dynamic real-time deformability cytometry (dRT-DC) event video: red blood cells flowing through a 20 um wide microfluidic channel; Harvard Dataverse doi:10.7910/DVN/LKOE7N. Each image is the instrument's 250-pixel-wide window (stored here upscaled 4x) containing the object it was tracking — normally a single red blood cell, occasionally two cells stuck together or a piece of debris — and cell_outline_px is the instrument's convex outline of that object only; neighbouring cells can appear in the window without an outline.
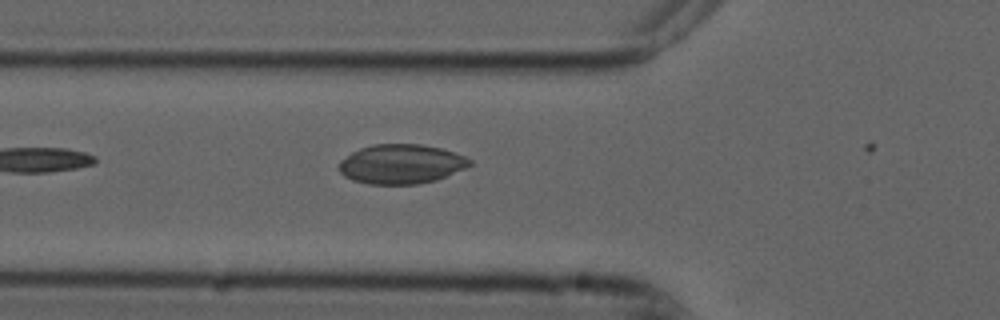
{"species": "common noctule bat (a hibernating species)", "species_latin": "Nyctalus noctula", "temperature_condition": "cold", "stored_images_in_passage": 5, "camera_frame_rate_fps": 3000, "um_per_image_px": 0.085, "animal": {"sex": "male", "forearm_length_mm": 52.5}, "frame": {"image": 1, "passage_image": 4, "time_ms": 1.0, "image_size_px": [1000, 320], "cell_outline_px": [[472, 164], [464, 168], [436, 180], [420, 184], [368, 184], [352, 180], [344, 176], [340, 172], [340, 160], [352, 152], [360, 148], [372, 144], [420, 144], [440, 148], [464, 156], [472, 160]], "centroid_in_image_um": [34.08, 13.94], "position_along_channel_um": 91.7, "area_um2": 29.94}}